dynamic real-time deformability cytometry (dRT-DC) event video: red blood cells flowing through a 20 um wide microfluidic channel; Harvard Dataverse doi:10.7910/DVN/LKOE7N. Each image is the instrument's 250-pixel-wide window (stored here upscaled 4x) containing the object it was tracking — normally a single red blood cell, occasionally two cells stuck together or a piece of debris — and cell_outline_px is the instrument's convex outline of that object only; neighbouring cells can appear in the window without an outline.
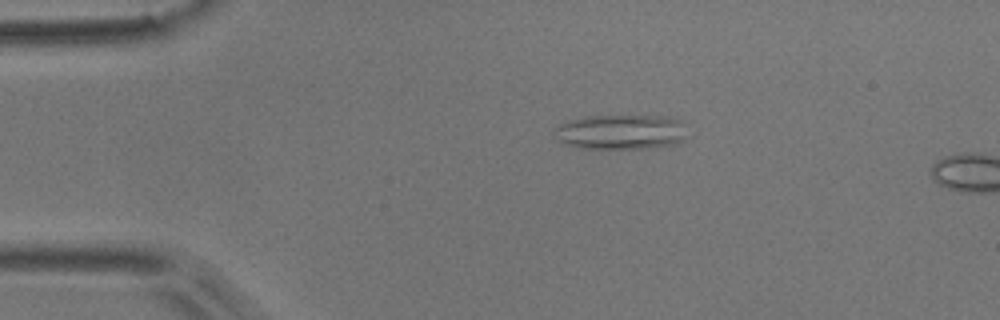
{"species": "common noctule bat (a hibernating species)", "species_latin": "Nyctalus noctula", "temperature_condition": "room temperature", "stored_images_in_passage": 4, "camera_frame_rate_fps": 3000, "um_per_image_px": 0.085, "animal": {"sex": "male", "body_mass_g": 17.9}, "frame": {"image": 1, "passage_image": 3, "time_ms": 0.667, "image_size_px": [1000, 320], "cell_outline_px": [[684, 140], [676, 144], [640, 148], [580, 148], [564, 144], [556, 140], [552, 128], [556, 124], [568, 120], [588, 116], [668, 116], [680, 120], [684, 124]], "centroid_in_image_um": [52.69, 11.21], "position_along_channel_um": 32.3, "area_um2": 27.22}}